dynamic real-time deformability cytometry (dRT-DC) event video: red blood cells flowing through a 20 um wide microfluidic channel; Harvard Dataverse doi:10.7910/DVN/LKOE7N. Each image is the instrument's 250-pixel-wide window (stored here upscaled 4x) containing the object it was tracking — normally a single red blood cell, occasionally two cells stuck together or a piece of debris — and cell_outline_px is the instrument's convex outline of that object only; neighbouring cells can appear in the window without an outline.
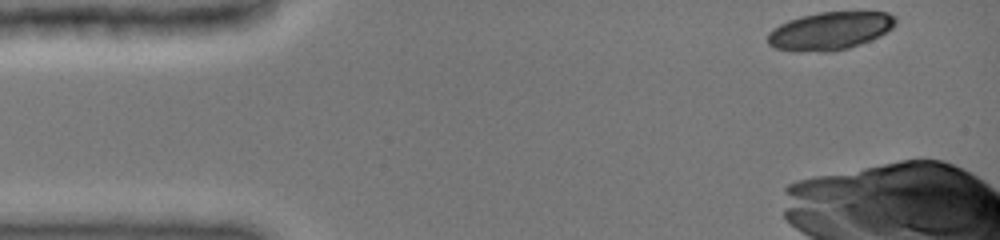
{"species": "common noctule bat (a hibernating species)", "species_latin": "Nyctalus noctula", "temperature_condition": "cold", "stored_images_in_passage": 11, "camera_frame_rate_fps": 3000, "um_per_image_px": 0.085, "animal": {"sex": "female", "body_mass_g": 19.0, "forearm_length_mm": 51.5}, "frame": {"image": 1, "passage_image": 1, "time_ms": 0.0, "image_size_px": [1000, 240], "cell_outline_px": [[896, 24], [892, 28], [880, 36], [860, 44], [848, 48], [832, 52], [792, 52], [776, 48], [768, 44], [768, 32], [772, 28], [788, 20], [800, 16], [820, 12], [888, 12], [896, 16]], "centroid_in_image_um": [70.53, 2.64], "position_along_channel_um": 14.5, "area_um2": 28.61}}